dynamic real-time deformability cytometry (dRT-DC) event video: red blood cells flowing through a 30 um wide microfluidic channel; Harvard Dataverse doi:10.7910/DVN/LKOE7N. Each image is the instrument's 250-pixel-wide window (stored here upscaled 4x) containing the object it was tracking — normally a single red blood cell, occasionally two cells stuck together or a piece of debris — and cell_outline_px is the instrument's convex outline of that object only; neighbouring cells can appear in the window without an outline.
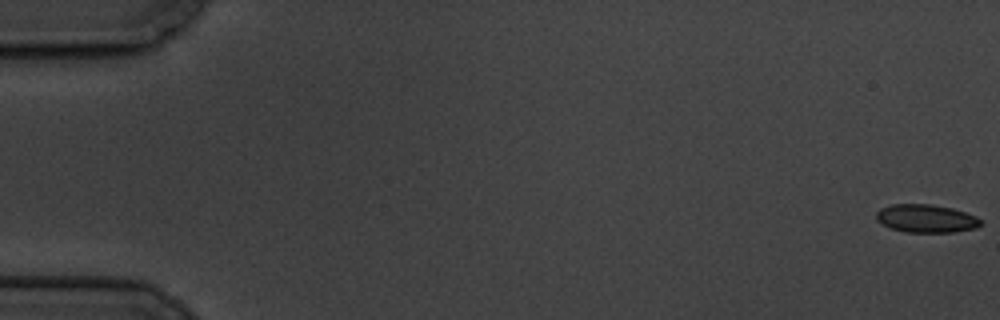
{"species": "common noctule bat (a hibernating species)", "species_latin": "Nyctalus noctula", "temperature_condition": "cold", "stored_images_in_passage": 12, "camera_frame_rate_fps": 3000, "um_per_image_px": 0.085, "animal": {"sex": "male", "body_mass_g": 19.5, "forearm_length_mm": 54.6}, "frame": {"image": 1, "passage_image": 1, "time_ms": 0.0, "image_size_px": [1000, 320], "cell_outline_px": [[984, 224], [976, 228], [952, 232], [904, 232], [888, 228], [880, 224], [876, 220], [876, 212], [880, 208], [892, 204], [932, 204], [952, 208], [976, 216]], "centroid_in_image_um": [78.68, 18.57], "position_along_channel_um": 6.3, "area_um2": 17.34}}
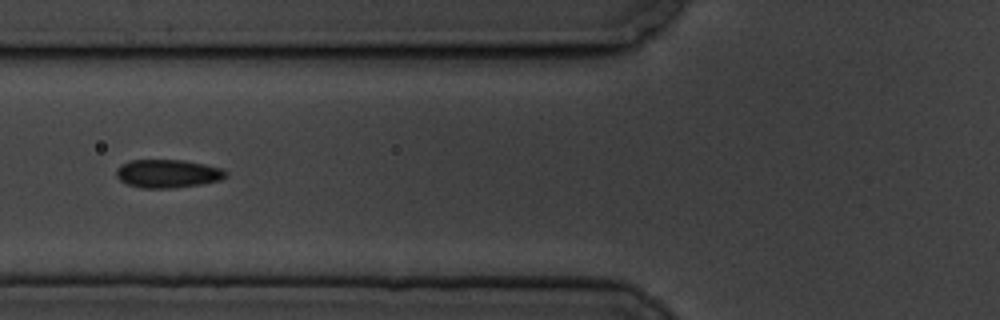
{"frame": {"image": 2, "passage_image": 7, "time_ms": 7.667, "image_size_px": [1000, 320], "cell_outline_px": [[228, 176], [220, 180], [200, 184], [172, 188], [140, 188], [128, 184], [120, 180], [116, 176], [116, 168], [120, 164], [128, 160], [184, 160], [204, 164], [220, 168], [228, 172]], "centroid_in_image_um": [14.23, 14.75], "position_along_channel_um": 111.6, "area_um2": 18.15}}
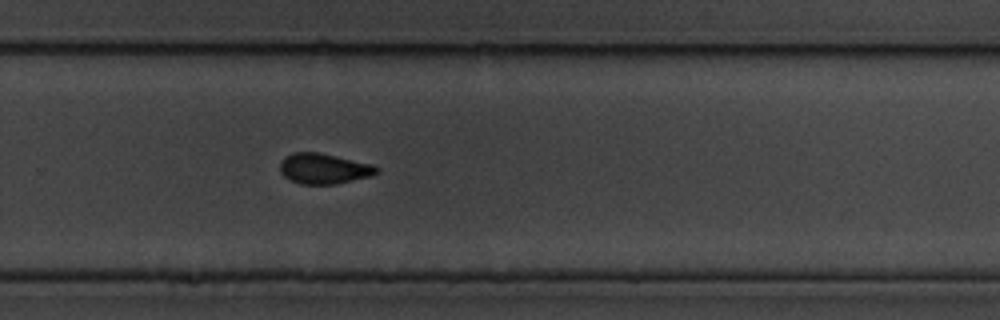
{"frame": {"image": 3, "passage_image": 12, "time_ms": 13.333, "image_size_px": [1000, 320], "cell_outline_px": [[380, 172], [372, 176], [336, 184], [300, 184], [288, 180], [280, 172], [280, 160], [284, 156], [292, 152], [320, 152], [372, 164], [380, 168]], "centroid_in_image_um": [27.52, 14.33], "position_along_channel_um": 302.3, "area_um2": 17.51}}